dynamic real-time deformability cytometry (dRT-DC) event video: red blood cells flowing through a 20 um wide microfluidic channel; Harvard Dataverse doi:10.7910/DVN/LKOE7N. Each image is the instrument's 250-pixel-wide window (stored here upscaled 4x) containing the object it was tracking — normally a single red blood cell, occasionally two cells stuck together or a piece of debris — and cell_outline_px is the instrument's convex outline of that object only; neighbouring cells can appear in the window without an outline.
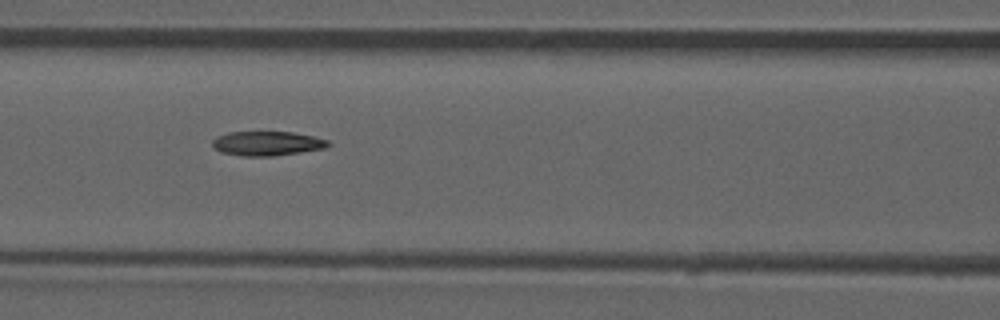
{"species": "common noctule bat (a hibernating species)", "species_latin": "Nyctalus noctula", "temperature_condition": "room temperature", "stored_images_in_passage": 51, "camera_frame_rate_fps": 3000, "um_per_image_px": 0.085, "animal": {"sex": "male", "forearm_length_mm": 52.5}, "frame": {"image": 1, "passage_image": 22, "time_ms": 7.0, "image_size_px": [1000, 320], "cell_outline_px": [[332, 144], [324, 148], [300, 152], [272, 156], [244, 156], [220, 152], [212, 144], [212, 140], [216, 136], [228, 132], [292, 132], [312, 136], [328, 140]], "centroid_in_image_um": [22.69, 12.19], "position_along_channel_um": 143.9, "area_um2": 16.36}, "authors_computed_cell_mechanics": {"area_um2": 16.762, "velocity_mm_per_s": 3.9577, "shape_relaxation_time_tau1_ms": null, "shape_relaxation_time_tau2_ms": 6.2174, "deformation_change_tau1": null, "deformation_change_tau2": 0.1611}}